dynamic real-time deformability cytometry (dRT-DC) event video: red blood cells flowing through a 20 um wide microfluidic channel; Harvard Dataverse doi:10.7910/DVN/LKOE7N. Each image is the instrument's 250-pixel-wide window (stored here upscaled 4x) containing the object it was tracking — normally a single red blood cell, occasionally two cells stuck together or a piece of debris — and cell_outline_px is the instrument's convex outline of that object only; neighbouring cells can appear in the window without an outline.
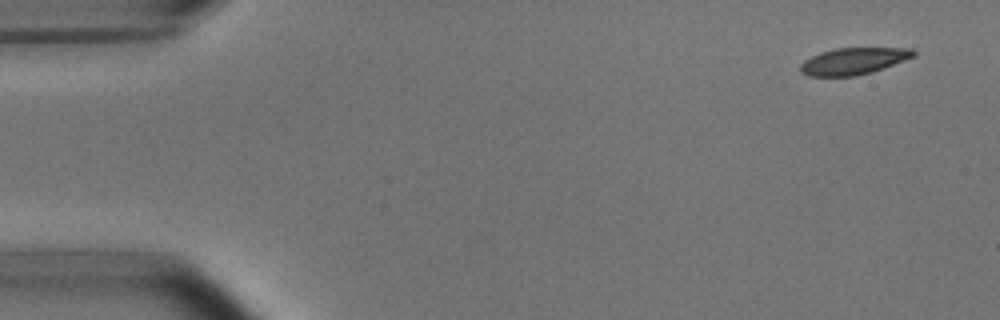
{"species": "common noctule bat (a hibernating species)", "species_latin": "Nyctalus noctula", "temperature_condition": "room temperature", "stored_images_in_passage": 4, "camera_frame_rate_fps": 3000, "um_per_image_px": 0.085, "animal": {"sex": "male", "body_mass_g": 15.6}, "frame": {"image": 1, "passage_image": 1, "time_ms": 0.0, "image_size_px": [1000, 320], "cell_outline_px": [[916, 56], [884, 68], [872, 72], [852, 76], [808, 76], [800, 72], [800, 64], [804, 60], [820, 52], [836, 48], [912, 48], [916, 52]], "centroid_in_image_um": [72.55, 5.19], "position_along_channel_um": 12.4, "area_um2": 17.69}}
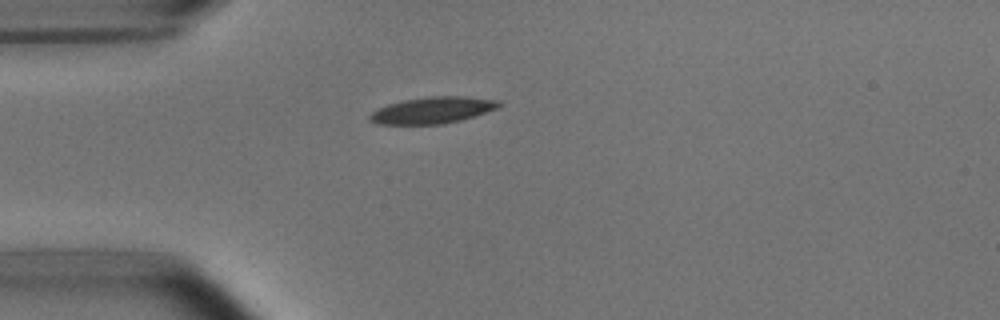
{"frame": {"image": 2, "passage_image": 4, "time_ms": 3.667, "image_size_px": [1000, 320], "cell_outline_px": [[500, 104], [496, 108], [460, 120], [444, 124], [376, 124], [368, 120], [368, 116], [376, 108], [388, 104], [404, 100], [428, 96], [464, 96], [500, 100]], "centroid_in_image_um": [36.7, 9.36], "position_along_channel_um": 48.3, "area_um2": 19.88}}